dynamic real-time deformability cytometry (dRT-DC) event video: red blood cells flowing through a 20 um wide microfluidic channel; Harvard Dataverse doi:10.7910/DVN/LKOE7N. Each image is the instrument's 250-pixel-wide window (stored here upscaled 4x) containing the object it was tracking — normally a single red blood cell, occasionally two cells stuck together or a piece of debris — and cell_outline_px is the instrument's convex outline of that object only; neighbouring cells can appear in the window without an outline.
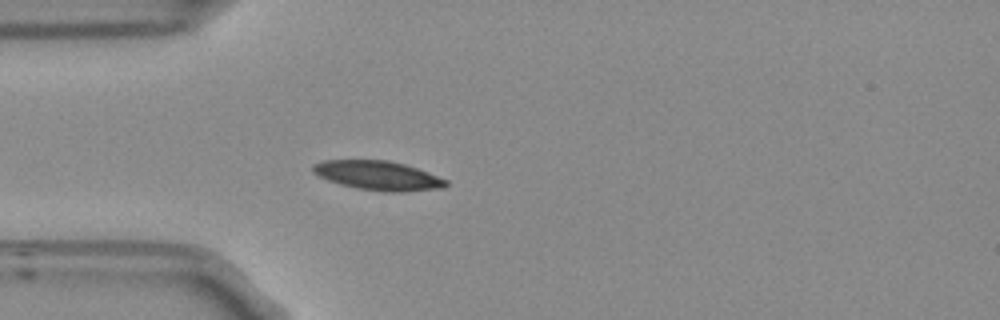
{"species": "Egyptian fruit bat (a non-hibernating species)", "species_latin": "Rousettus aegyptiacus", "temperature_condition": "room temperature", "stored_images_in_passage": 40, "camera_frame_rate_fps": 3000, "um_per_image_px": 0.085, "frame": {"image": 1, "passage_image": 1, "time_ms": 0.0, "image_size_px": [1000, 320], "cell_outline_px": [[448, 184], [444, 188], [404, 192], [384, 192], [356, 188], [340, 184], [328, 180], [312, 172], [312, 164], [324, 160], [388, 160], [404, 164], [428, 172], [448, 180]], "centroid_in_image_um": [32.14, 14.93], "position_along_channel_um": 52.9, "area_um2": 22.77}}
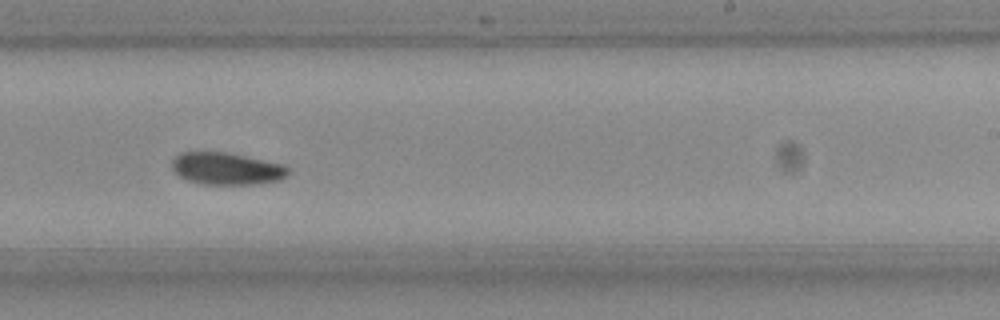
{"frame": {"image": 2, "passage_image": 19, "time_ms": 6.0, "image_size_px": [1000, 320], "cell_outline_px": [[288, 172], [280, 180], [256, 184], [204, 184], [188, 180], [180, 176], [172, 168], [172, 160], [180, 152], [228, 152], [284, 164], [288, 168]], "centroid_in_image_um": [19.26, 14.32], "position_along_channel_um": 269.7, "area_um2": 21.68}}
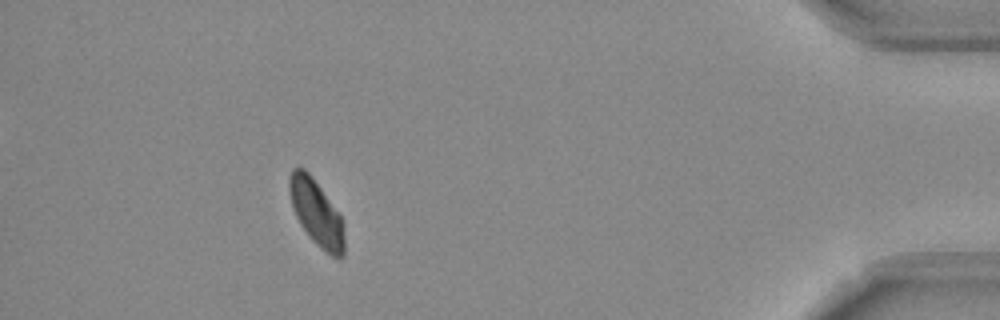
{"frame": {"image": 3, "passage_image": 35, "time_ms": 11.333, "image_size_px": [1000, 320], "cell_outline_px": [[344, 256], [340, 260], [332, 256], [320, 248], [312, 240], [300, 224], [296, 216], [292, 204], [288, 188], [288, 180], [292, 168], [304, 168], [312, 176], [340, 216], [344, 224]], "centroid_in_image_um": [26.89, 18.11], "position_along_channel_um": 408.3, "area_um2": 20.98}, "authors_computed_cell_mechanics": {"area_um2": 21.675, "velocity_mm_per_s": 3.7073, "shape_relaxation_time_tau1_ms": 2.8087, "shape_relaxation_time_tau2_ms": null, "deformation_change_tau1": 0.0967, "deformation_change_tau2": null}}